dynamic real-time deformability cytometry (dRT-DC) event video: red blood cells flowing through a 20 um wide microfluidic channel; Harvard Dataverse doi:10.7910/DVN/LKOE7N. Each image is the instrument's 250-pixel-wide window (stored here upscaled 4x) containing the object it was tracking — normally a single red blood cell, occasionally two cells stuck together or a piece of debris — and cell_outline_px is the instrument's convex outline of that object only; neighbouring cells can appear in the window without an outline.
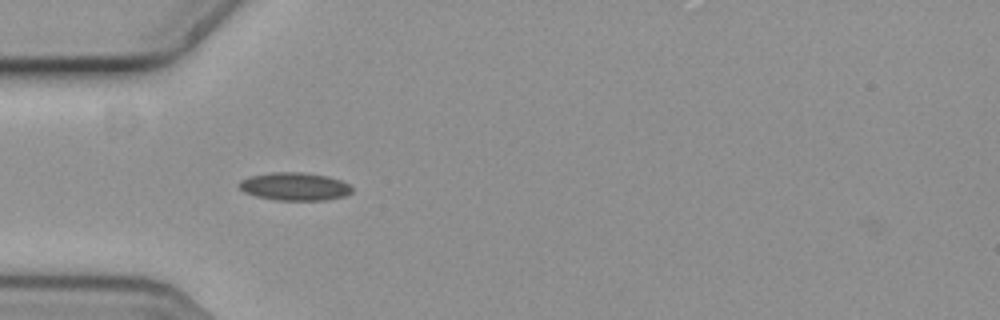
{"species": "common noctule bat (a hibernating species)", "species_latin": "Nyctalus noctula", "temperature_condition": "cold", "stored_images_in_passage": 8, "camera_frame_rate_fps": 3000, "um_per_image_px": 0.085, "animal": {"sex": "female", "body_mass_g": 19.3, "forearm_length_mm": 54.1}, "frame": {"image": 1, "passage_image": 6, "time_ms": 1.667, "image_size_px": [1000, 320], "cell_outline_px": [[352, 192], [344, 196], [328, 200], [276, 200], [256, 196], [244, 192], [240, 188], [240, 180], [252, 176], [272, 172], [300, 172], [328, 176], [340, 180], [348, 184], [352, 188]], "centroid_in_image_um": [25.06, 15.85], "position_along_channel_um": 59.9, "area_um2": 18.26}}
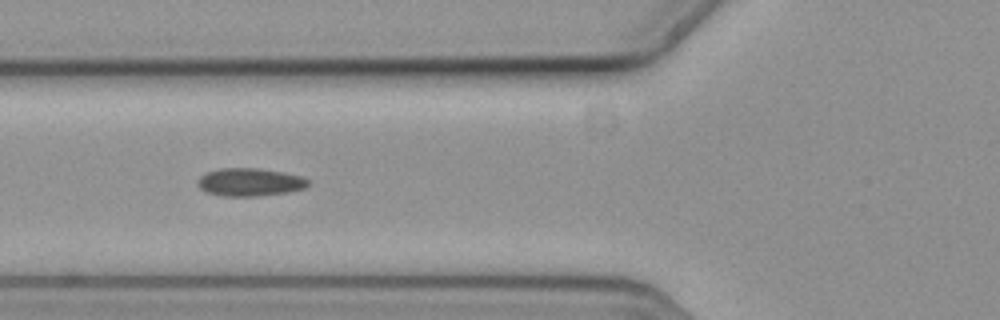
{"frame": {"image": 2, "passage_image": 7, "time_ms": 2.0, "image_size_px": [1000, 320], "cell_outline_px": [[312, 184], [304, 188], [288, 192], [260, 196], [224, 196], [204, 192], [196, 184], [196, 180], [200, 176], [208, 172], [220, 168], [260, 168], [284, 172], [300, 176], [308, 180]], "centroid_in_image_um": [21.22, 15.48], "position_along_channel_um": 104.6, "area_um2": 18.21}}